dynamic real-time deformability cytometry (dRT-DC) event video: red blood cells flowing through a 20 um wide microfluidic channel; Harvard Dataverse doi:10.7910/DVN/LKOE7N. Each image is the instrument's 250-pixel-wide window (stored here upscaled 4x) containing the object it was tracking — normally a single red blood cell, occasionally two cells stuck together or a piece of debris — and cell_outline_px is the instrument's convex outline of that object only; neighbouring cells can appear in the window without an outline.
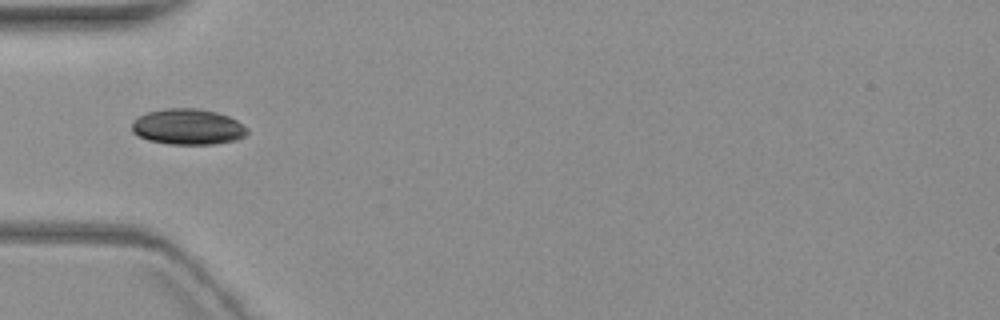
{"species": "common noctule bat (a hibernating species)", "species_latin": "Nyctalus noctula", "temperature_condition": "warm", "stored_images_in_passage": 9, "camera_frame_rate_fps": 3000, "um_per_image_px": 0.085, "animal": {"sex": "female", "body_mass_g": 19.3, "forearm_length_mm": 54.1}, "frame": {"image": 1, "passage_image": 6, "time_ms": 6.333, "image_size_px": [1000, 320], "cell_outline_px": [[248, 132], [244, 136], [236, 140], [216, 144], [168, 144], [148, 140], [132, 132], [132, 120], [148, 112], [164, 108], [196, 108], [216, 112], [228, 116], [236, 120], [248, 128]], "centroid_in_image_um": [15.97, 10.78], "position_along_channel_um": 69.0, "area_um2": 24.1}}
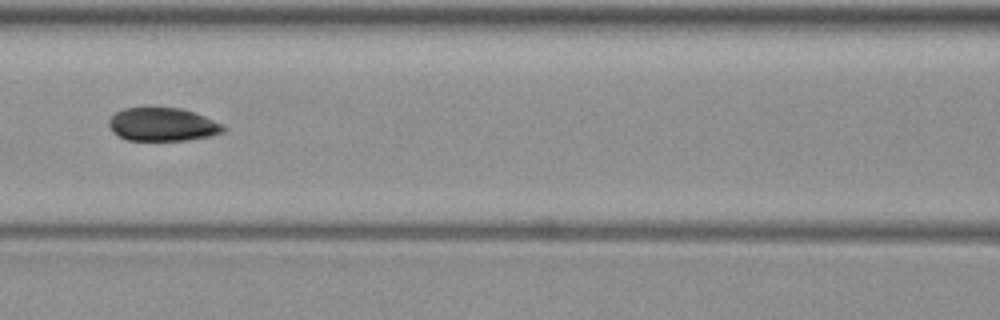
{"frame": {"image": 2, "passage_image": 8, "time_ms": 8.667, "image_size_px": [1000, 320], "cell_outline_px": [[224, 132], [212, 136], [188, 140], [128, 140], [112, 132], [108, 124], [108, 120], [116, 112], [124, 108], [180, 108], [204, 116], [224, 124]], "centroid_in_image_um": [13.83, 10.59], "position_along_channel_um": 152.8, "area_um2": 22.14}}
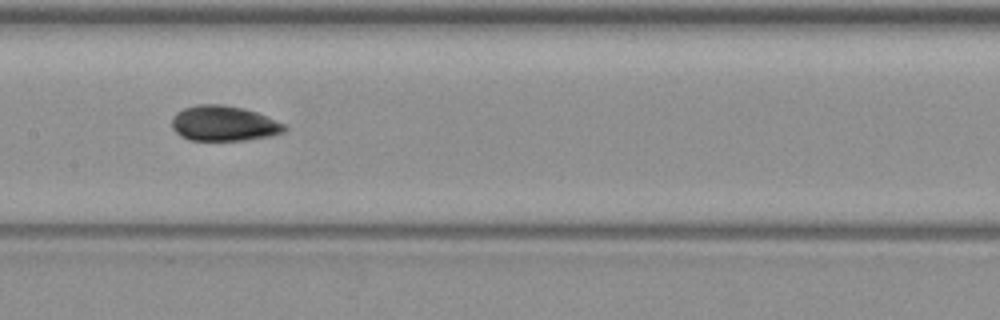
{"frame": {"image": 3, "passage_image": 9, "time_ms": 9.667, "image_size_px": [1000, 320], "cell_outline_px": [[288, 128], [284, 132], [268, 136], [244, 140], [188, 140], [180, 136], [172, 128], [172, 116], [176, 112], [184, 108], [196, 104], [224, 104], [244, 108], [256, 112], [284, 124]], "centroid_in_image_um": [18.98, 10.48], "position_along_channel_um": 188.4, "area_um2": 23.18}}